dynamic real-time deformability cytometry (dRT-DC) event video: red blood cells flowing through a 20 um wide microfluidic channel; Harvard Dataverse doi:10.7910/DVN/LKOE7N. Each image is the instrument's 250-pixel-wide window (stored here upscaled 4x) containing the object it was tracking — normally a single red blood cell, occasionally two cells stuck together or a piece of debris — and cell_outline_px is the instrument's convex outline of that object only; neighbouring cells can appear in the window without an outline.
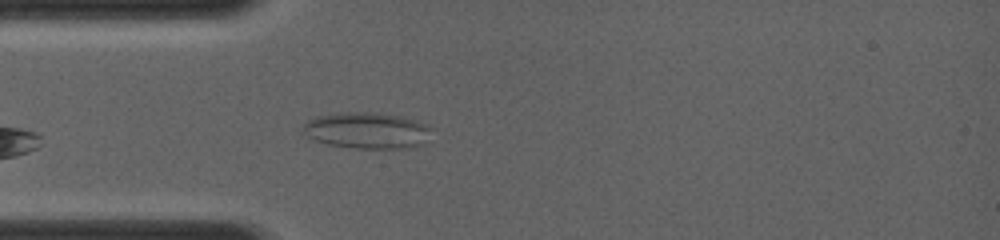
{"species": "common noctule bat (a hibernating species)", "species_latin": "Nyctalus noctula", "temperature_condition": "room temperature", "stored_images_in_passage": 38, "camera_frame_rate_fps": 4000, "um_per_image_px": 0.085, "animal": {"sex": "female", "body_mass_g": 19.0, "forearm_length_mm": 56.7}, "frame": {"image": 1, "passage_image": 9, "time_ms": 3.5, "image_size_px": [1000, 240], "cell_outline_px": [[432, 128], [428, 144], [408, 148], [356, 148], [328, 144], [316, 140], [308, 136], [304, 132], [304, 124], [308, 120], [316, 116], [340, 112], [376, 112], [400, 116], [428, 124]], "centroid_in_image_um": [31.27, 11.09], "position_along_channel_um": 53.7, "area_um2": 27.4}}
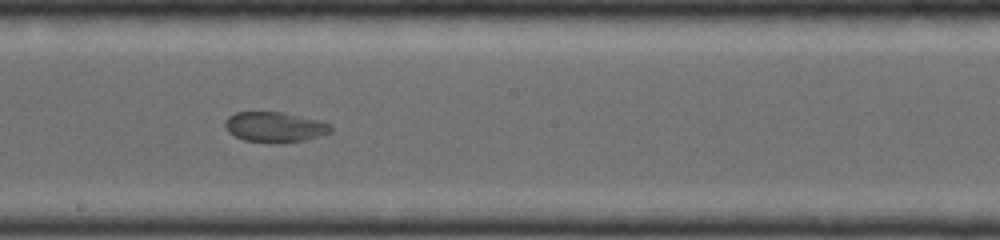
{"frame": {"image": 2, "passage_image": 18, "time_ms": 7.25, "image_size_px": [1000, 240], "cell_outline_px": [[332, 132], [304, 140], [244, 140], [228, 132], [224, 124], [224, 120], [228, 116], [236, 112], [280, 112], [316, 120], [332, 124]], "centroid_in_image_um": [23.32, 10.75], "position_along_channel_um": 224.9, "area_um2": 17.74}}
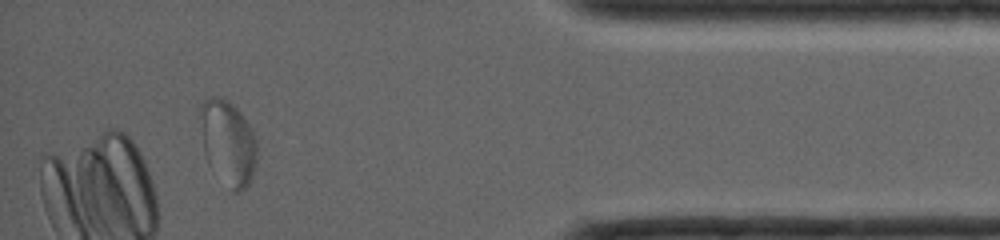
{"frame": {"image": 3, "passage_image": 34, "time_ms": 12.0, "image_size_px": [1000, 240], "cell_outline_px": [[256, 160], [252, 176], [248, 184], [240, 192], [232, 192], [208, 164], [204, 152], [200, 112], [200, 104], [204, 100], [212, 96], [220, 96], [228, 100], [240, 112], [248, 124], [256, 140]], "centroid_in_image_um": [19.37, 12.12], "position_along_channel_um": 415.8, "area_um2": 27.8}}